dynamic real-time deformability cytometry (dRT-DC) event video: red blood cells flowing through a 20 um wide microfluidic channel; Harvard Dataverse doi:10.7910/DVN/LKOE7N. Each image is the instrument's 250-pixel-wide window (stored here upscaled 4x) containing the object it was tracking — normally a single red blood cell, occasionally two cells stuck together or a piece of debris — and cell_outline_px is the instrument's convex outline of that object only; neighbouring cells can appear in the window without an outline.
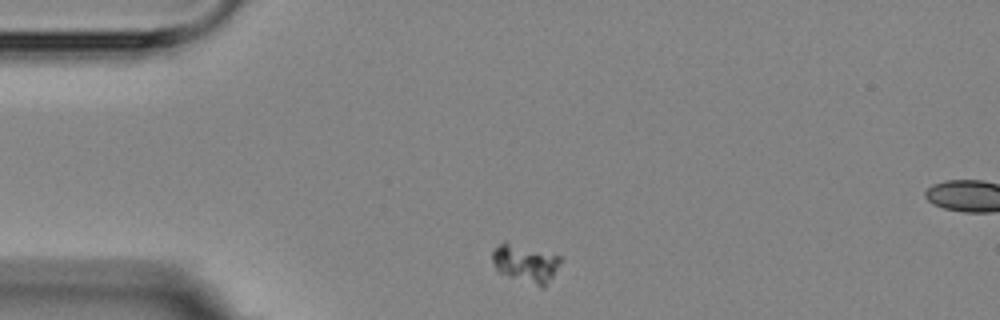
{"species": "Egyptian fruit bat (a non-hibernating species)", "species_latin": "Rousettus aegyptiacus", "temperature_condition": "room temperature", "stored_images_in_passage": 3, "camera_frame_rate_fps": 3000, "um_per_image_px": 0.085, "animal": {"sex": "female"}, "frame": {"image": 1, "passage_image": 1, "time_ms": 0.0, "image_size_px": [1000, 320], "cell_outline_px": [[560, 260], [552, 276], [544, 288], [540, 288], [496, 272], [492, 260], [492, 252], [504, 240], [560, 256]], "centroid_in_image_um": [44.61, 22.4], "position_along_channel_um": 40.4, "area_um2": 15.14}}